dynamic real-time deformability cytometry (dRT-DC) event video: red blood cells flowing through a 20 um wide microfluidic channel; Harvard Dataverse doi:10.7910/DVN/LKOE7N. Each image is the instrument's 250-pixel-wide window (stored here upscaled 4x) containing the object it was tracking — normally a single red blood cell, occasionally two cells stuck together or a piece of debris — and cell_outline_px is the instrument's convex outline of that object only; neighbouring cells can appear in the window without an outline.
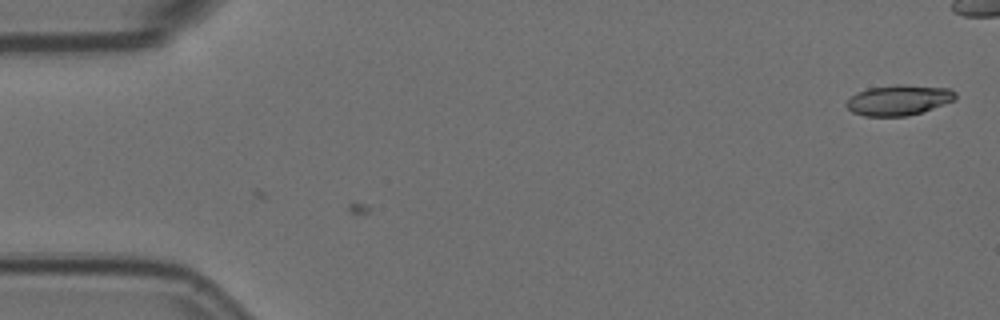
{"species": "Egyptian fruit bat (a non-hibernating species)", "species_latin": "Rousettus aegyptiacus", "temperature_condition": "room temperature", "stored_images_in_passage": 2, "camera_frame_rate_fps": 3000, "um_per_image_px": 0.085, "animal": {"sex": "female"}, "frame": {"image": 1, "passage_image": 2, "time_ms": 0.333, "image_size_px": [1000, 320], "cell_outline_px": [[956, 100], [908, 116], [864, 116], [852, 112], [844, 104], [856, 92], [868, 88], [896, 84], [900, 84], [948, 88], [956, 92]], "centroid_in_image_um": [76.38, 8.5], "position_along_channel_um": 8.6, "area_um2": 19.31}}